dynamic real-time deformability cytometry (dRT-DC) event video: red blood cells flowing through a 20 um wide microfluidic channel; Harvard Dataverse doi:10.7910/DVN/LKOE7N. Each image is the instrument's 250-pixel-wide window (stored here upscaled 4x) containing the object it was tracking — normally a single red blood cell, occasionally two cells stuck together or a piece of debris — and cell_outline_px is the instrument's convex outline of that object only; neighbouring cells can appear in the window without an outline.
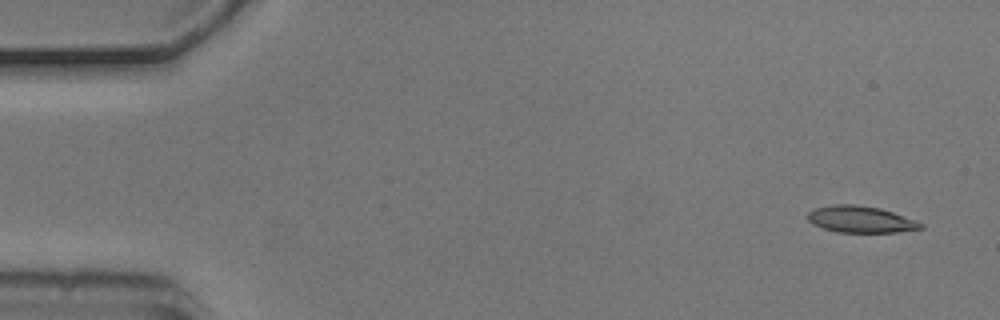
{"species": "common noctule bat (a hibernating species)", "species_latin": "Nyctalus noctula", "temperature_condition": "cold", "stored_images_in_passage": 7, "camera_frame_rate_fps": 3000, "um_per_image_px": 0.085, "animal": {"sex": "male", "body_mass_g": 20.5, "forearm_length_mm": 52.5}, "frame": {"image": 1, "passage_image": 1, "time_ms": 0.0, "image_size_px": [1000, 320], "cell_outline_px": [[924, 228], [896, 232], [836, 232], [812, 224], [808, 220], [808, 212], [816, 208], [832, 204], [856, 204], [880, 208], [916, 220], [924, 224]], "centroid_in_image_um": [73.16, 18.64], "position_along_channel_um": 11.8, "area_um2": 17.51}}
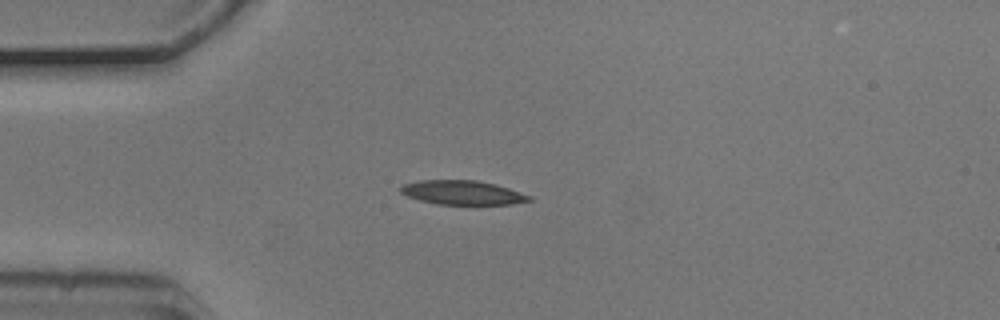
{"frame": {"image": 2, "passage_image": 4, "time_ms": 1.0, "image_size_px": [1000, 320], "cell_outline_px": [[532, 200], [512, 204], [436, 204], [420, 200], [408, 196], [400, 192], [400, 188], [404, 184], [420, 180], [476, 180], [496, 184], [532, 196]], "centroid_in_image_um": [39.32, 16.37], "position_along_channel_um": 45.7, "area_um2": 17.98}}
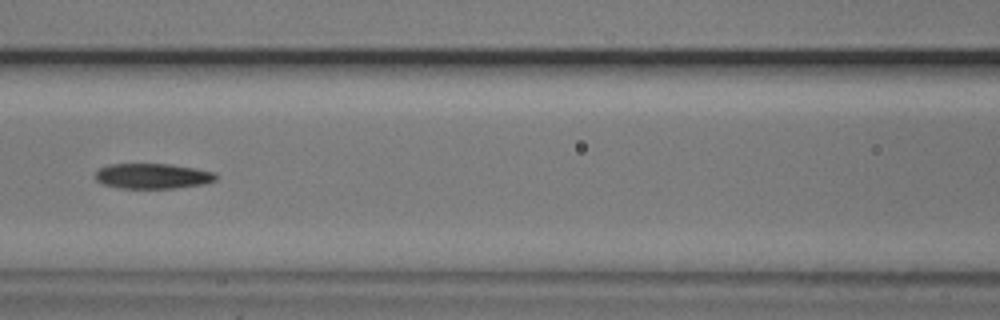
{"frame": {"image": 3, "passage_image": 7, "time_ms": 2.0, "image_size_px": [1000, 320], "cell_outline_px": [[220, 176], [216, 180], [204, 184], [176, 188], [120, 188], [104, 184], [96, 180], [96, 172], [100, 168], [108, 164], [168, 164], [196, 168], [216, 172]], "centroid_in_image_um": [13.04, 14.96], "position_along_channel_um": 153.6, "area_um2": 17.86}}